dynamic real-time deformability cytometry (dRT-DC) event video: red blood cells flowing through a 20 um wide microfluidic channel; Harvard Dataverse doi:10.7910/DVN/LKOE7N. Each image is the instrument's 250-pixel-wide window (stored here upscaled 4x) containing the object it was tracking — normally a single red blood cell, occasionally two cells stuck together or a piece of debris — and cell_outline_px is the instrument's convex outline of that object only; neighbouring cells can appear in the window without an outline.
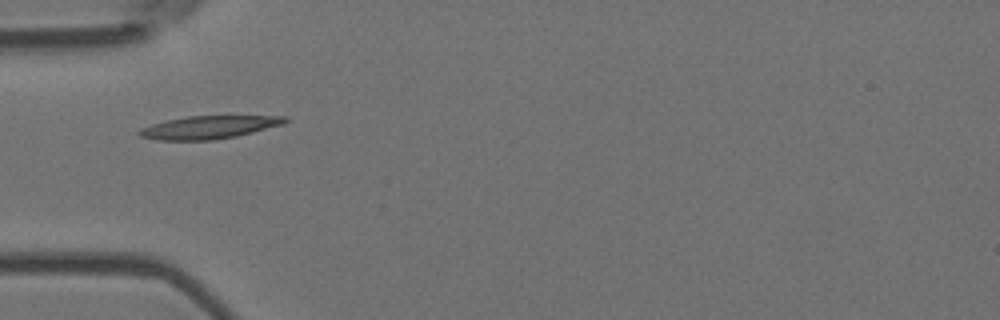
{"species": "Egyptian fruit bat (a non-hibernating species)", "species_latin": "Rousettus aegyptiacus", "temperature_condition": "room temperature", "stored_images_in_passage": 29, "camera_frame_rate_fps": 3000, "um_per_image_px": 0.085, "animal": {"sex": "female"}, "frame": {"image": 1, "passage_image": 1, "time_ms": 0.0, "image_size_px": [1000, 320], "cell_outline_px": [[288, 120], [284, 124], [236, 136], [212, 140], [156, 140], [140, 136], [136, 132], [140, 128], [164, 120], [188, 116], [288, 116]], "centroid_in_image_um": [17.72, 10.81], "position_along_channel_um": 67.3, "area_um2": 19.48}}
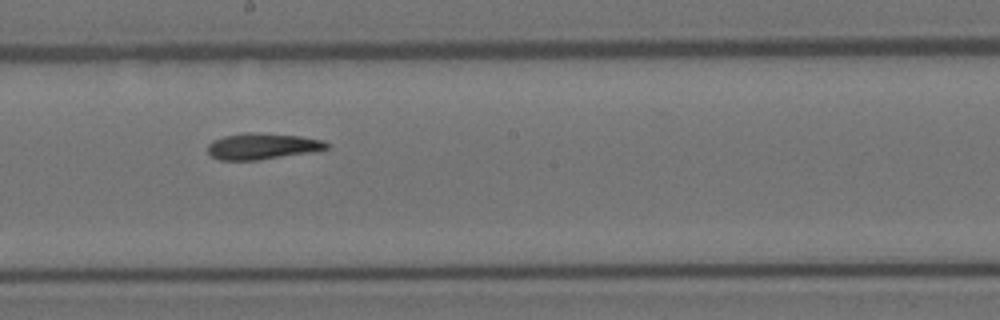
{"frame": {"image": 2, "passage_image": 14, "time_ms": 4.333, "image_size_px": [1000, 320], "cell_outline_px": [[328, 148], [316, 152], [260, 160], [220, 160], [212, 156], [208, 152], [208, 144], [212, 140], [224, 136], [244, 132], [252, 132], [300, 136], [324, 140], [328, 144]], "centroid_in_image_um": [22.32, 12.43], "position_along_channel_um": 225.9, "area_um2": 18.38}}
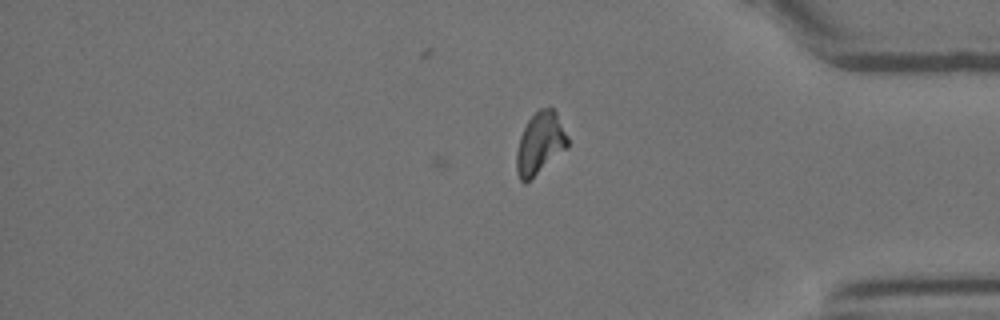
{"frame": {"image": 3, "passage_image": 29, "time_ms": 9.333, "image_size_px": [1000, 320], "cell_outline_px": [[568, 148], [524, 184], [520, 180], [516, 172], [516, 152], [520, 136], [528, 120], [540, 108], [552, 108], [556, 112], [568, 136]], "centroid_in_image_um": [45.9, 12.19], "position_along_channel_um": 389.3, "area_um2": 18.38}, "authors_computed_cell_mechanics": {"area_um2": 18.0336, "velocity_mm_per_s": 3.6555, "shape_relaxation_time_tau1_ms": 6.6713, "shape_relaxation_time_tau2_ms": 6.8121, "deformation_change_tau1": 0.2114, "deformation_change_tau2": 0.1481}}